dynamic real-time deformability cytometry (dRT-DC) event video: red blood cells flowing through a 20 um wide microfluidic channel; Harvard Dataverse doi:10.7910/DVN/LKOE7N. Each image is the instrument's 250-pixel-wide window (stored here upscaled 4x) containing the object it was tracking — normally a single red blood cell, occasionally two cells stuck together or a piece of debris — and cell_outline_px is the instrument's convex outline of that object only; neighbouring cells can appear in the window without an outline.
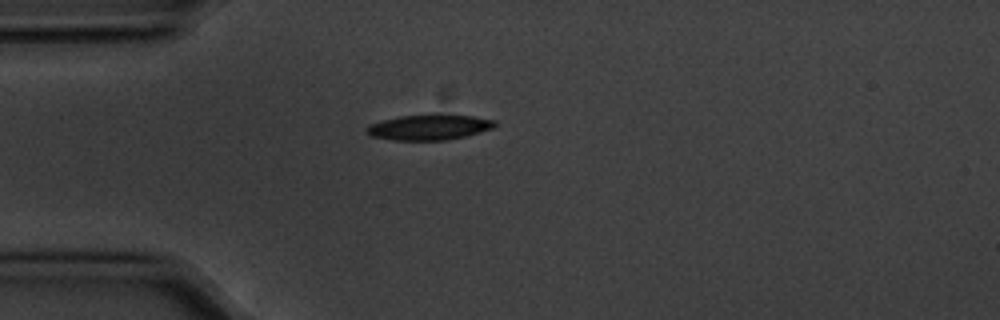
{"species": "common noctule bat (a hibernating species)", "species_latin": "Nyctalus noctula", "temperature_condition": "cold", "stored_images_in_passage": 42, "camera_frame_rate_fps": 3000, "um_per_image_px": 0.085, "animal": {"sex": "male", "body_mass_g": 20.1, "forearm_length_mm": 53.5}, "frame": {"image": 1, "passage_image": 1, "time_ms": 0.0, "image_size_px": [1000, 320], "cell_outline_px": [[496, 124], [492, 128], [480, 132], [464, 136], [444, 140], [392, 140], [372, 136], [364, 128], [368, 124], [400, 116], [432, 112], [472, 116], [496, 120]], "centroid_in_image_um": [36.47, 10.78], "position_along_channel_um": 48.5, "area_um2": 19.36}}
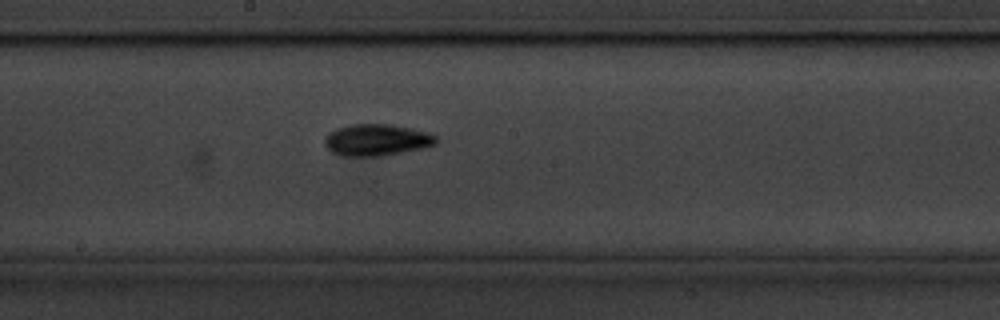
{"frame": {"image": 2, "passage_image": 16, "time_ms": 5.0, "image_size_px": [1000, 320], "cell_outline_px": [[436, 144], [420, 148], [400, 152], [376, 156], [340, 156], [332, 152], [324, 144], [324, 140], [328, 132], [336, 128], [352, 124], [392, 124], [412, 128], [428, 132], [436, 136]], "centroid_in_image_um": [31.97, 11.88], "position_along_channel_um": 216.2, "area_um2": 20.46}}
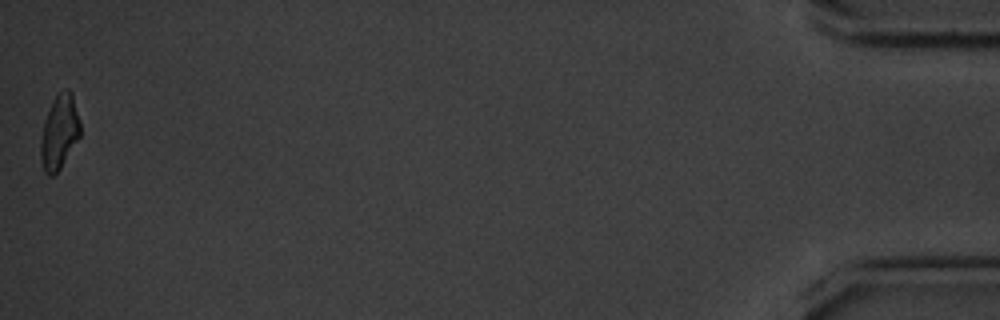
{"frame": {"image": 3, "passage_image": 42, "time_ms": 13.667, "image_size_px": [1000, 320], "cell_outline_px": [[80, 136], [60, 168], [52, 176], [48, 176], [44, 172], [40, 160], [40, 140], [44, 120], [52, 100], [64, 88], [68, 88], [72, 92], [80, 120]], "centroid_in_image_um": [5.03, 11.21], "position_along_channel_um": 430.2, "area_um2": 17.28}, "authors_computed_cell_mechanics": {"area_um2": 18.2359, "velocity_mm_per_s": 3.5784, "shape_relaxation_time_tau1_ms": 2.7878, "shape_relaxation_time_tau2_ms": null, "deformation_change_tau1": 0.1237, "deformation_change_tau2": null}}